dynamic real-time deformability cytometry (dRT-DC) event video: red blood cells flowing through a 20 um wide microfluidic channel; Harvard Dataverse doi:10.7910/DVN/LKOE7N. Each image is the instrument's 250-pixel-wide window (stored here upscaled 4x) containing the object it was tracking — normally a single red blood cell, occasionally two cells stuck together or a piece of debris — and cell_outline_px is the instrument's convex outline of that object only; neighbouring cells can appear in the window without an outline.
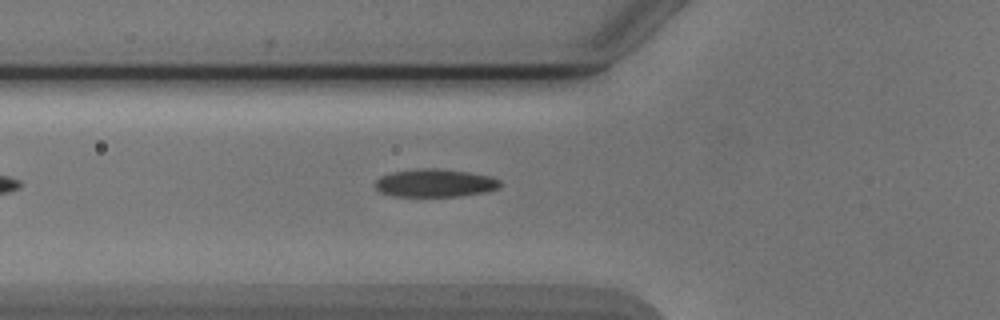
{"species": "Egyptian fruit bat (a non-hibernating species)", "species_latin": "Rousettus aegyptiacus", "temperature_condition": "cold", "stored_images_in_passage": 4, "camera_frame_rate_fps": 3000, "um_per_image_px": 0.085, "animal": {"sex": "male"}, "frame": {"image": 1, "passage_image": 4, "time_ms": 4.667, "image_size_px": [1000, 320], "cell_outline_px": [[500, 188], [488, 192], [460, 196], [392, 196], [380, 192], [376, 188], [376, 180], [380, 176], [392, 172], [416, 168], [436, 168], [468, 172], [488, 176], [500, 180]], "centroid_in_image_um": [36.97, 15.56], "position_along_channel_um": 88.8, "area_um2": 20.46}}